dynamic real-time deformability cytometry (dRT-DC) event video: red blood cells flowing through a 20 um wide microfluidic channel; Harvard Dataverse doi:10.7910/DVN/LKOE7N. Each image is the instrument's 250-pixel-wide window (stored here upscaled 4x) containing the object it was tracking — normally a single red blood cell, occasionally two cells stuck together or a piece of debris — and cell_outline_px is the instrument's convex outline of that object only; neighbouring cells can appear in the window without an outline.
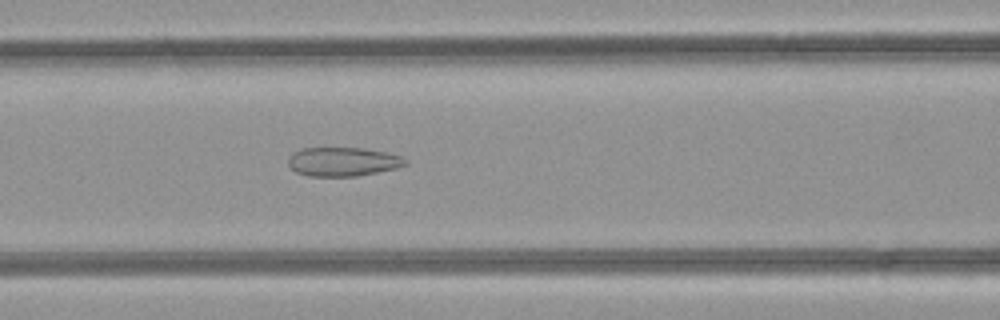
{"species": "common noctule bat (a hibernating species)", "species_latin": "Nyctalus noctula", "temperature_condition": "room temperature", "stored_images_in_passage": 40, "camera_frame_rate_fps": 3000, "um_per_image_px": 0.085, "animal": {"sex": "female", "body_mass_g": 21.9}, "frame": {"image": 1, "passage_image": 12, "time_ms": 3.667, "image_size_px": [1000, 320], "cell_outline_px": [[408, 164], [396, 168], [356, 176], [308, 176], [296, 172], [288, 164], [288, 156], [304, 148], [364, 148], [384, 152], [400, 156], [408, 160]], "centroid_in_image_um": [29.15, 13.74], "position_along_channel_um": 137.5, "area_um2": 19.59}}
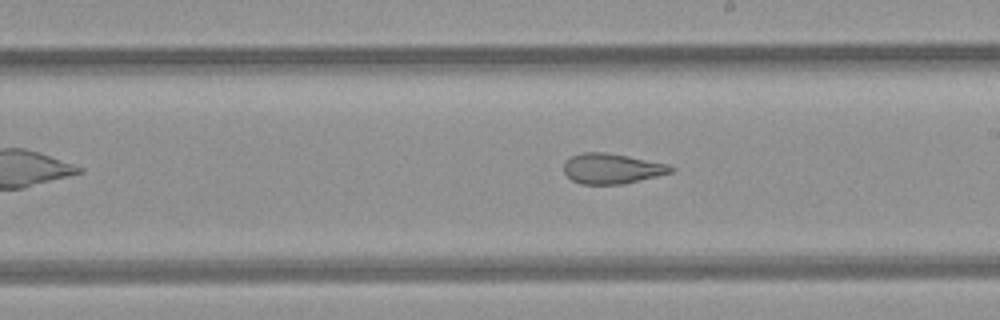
{"frame": {"image": 2, "passage_image": 19, "time_ms": 6.0, "image_size_px": [1000, 320], "cell_outline_px": [[676, 168], [672, 172], [624, 184], [580, 184], [572, 180], [564, 172], [564, 164], [572, 156], [584, 152], [604, 152], [628, 156], [668, 164]], "centroid_in_image_um": [52.02, 14.33], "position_along_channel_um": 237.0, "area_um2": 18.73}}
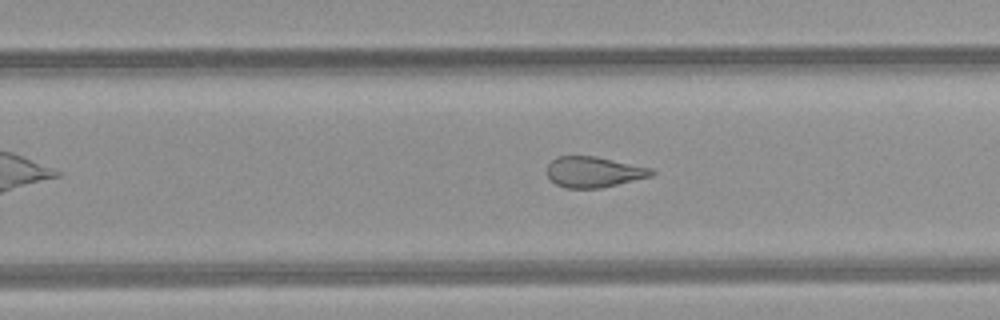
{"frame": {"image": 3, "passage_image": 22, "time_ms": 7.0, "image_size_px": [1000, 320], "cell_outline_px": [[656, 172], [652, 176], [600, 188], [564, 188], [556, 184], [548, 176], [548, 164], [556, 156], [596, 156], [652, 168]], "centroid_in_image_um": [50.48, 14.61], "position_along_channel_um": 279.3, "area_um2": 18.67}, "authors_computed_cell_mechanics": {"area_um2": 21.8484, "velocity_mm_per_s": 4.2646, "shape_relaxation_time_tau1_ms": null, "shape_relaxation_time_tau2_ms": 1.6589, "deformation_change_tau1": null, "deformation_change_tau2": 0.1054}}